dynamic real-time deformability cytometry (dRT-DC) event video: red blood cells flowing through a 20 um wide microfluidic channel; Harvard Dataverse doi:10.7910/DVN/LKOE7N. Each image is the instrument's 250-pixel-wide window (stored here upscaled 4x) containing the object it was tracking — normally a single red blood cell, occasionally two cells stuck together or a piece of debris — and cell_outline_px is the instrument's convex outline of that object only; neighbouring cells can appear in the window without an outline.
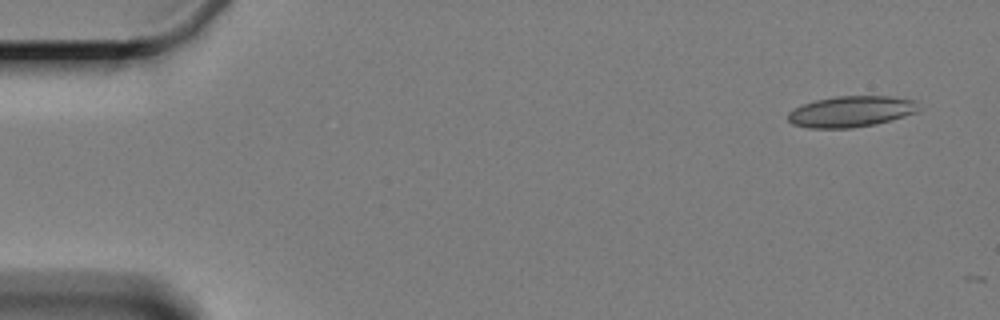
{"species": "Egyptian fruit bat (a non-hibernating species)", "species_latin": "Rousettus aegyptiacus", "temperature_condition": "cold", "stored_images_in_passage": 2, "camera_frame_rate_fps": 3000, "um_per_image_px": 0.085, "animal": {"sex": "female"}, "frame": {"image": 1, "passage_image": 1, "time_ms": 0.0, "image_size_px": [1000, 320], "cell_outline_px": [[924, 108], [916, 112], [892, 120], [876, 124], [848, 128], [808, 128], [792, 124], [788, 120], [788, 112], [792, 108], [800, 104], [816, 100], [836, 96], [888, 96], [916, 100]], "centroid_in_image_um": [72.36, 9.47], "position_along_channel_um": 12.6, "area_um2": 23.99}}